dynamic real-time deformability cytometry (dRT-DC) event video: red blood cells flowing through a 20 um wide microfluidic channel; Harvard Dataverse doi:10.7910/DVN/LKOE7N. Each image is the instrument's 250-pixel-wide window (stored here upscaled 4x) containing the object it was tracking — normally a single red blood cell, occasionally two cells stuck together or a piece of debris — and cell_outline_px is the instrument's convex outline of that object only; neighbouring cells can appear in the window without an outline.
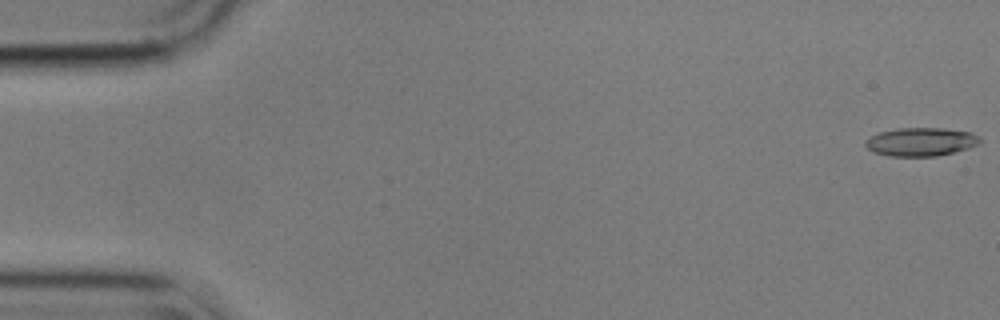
{"species": "common noctule bat (a hibernating species)", "species_latin": "Nyctalus noctula", "temperature_condition": "cold", "stored_images_in_passage": 56, "camera_frame_rate_fps": 3000, "um_per_image_px": 0.085, "animal": {"sex": "male", "body_mass_g": 17.9}, "frame": {"image": 1, "passage_image": 1, "time_ms": 0.0, "image_size_px": [1000, 320], "cell_outline_px": [[980, 140], [976, 144], [968, 148], [936, 156], [888, 156], [872, 152], [864, 144], [864, 140], [880, 132], [900, 128], [940, 128], [972, 132], [980, 136]], "centroid_in_image_um": [78.24, 12.05], "position_along_channel_um": 6.8, "area_um2": 18.84}}
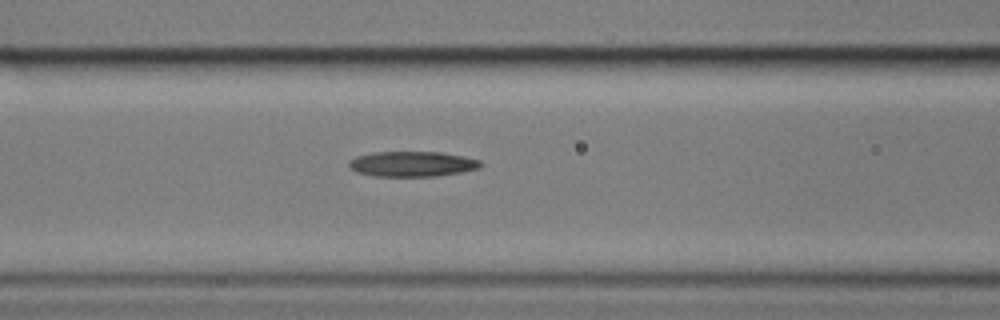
{"frame": {"image": 2, "passage_image": 23, "time_ms": 7.333, "image_size_px": [1000, 320], "cell_outline_px": [[484, 164], [480, 168], [460, 172], [436, 176], [372, 176], [356, 172], [348, 164], [348, 160], [356, 156], [372, 152], [440, 152], [464, 156], [480, 160]], "centroid_in_image_um": [35.04, 13.93], "position_along_channel_um": 131.6, "area_um2": 19.48}}
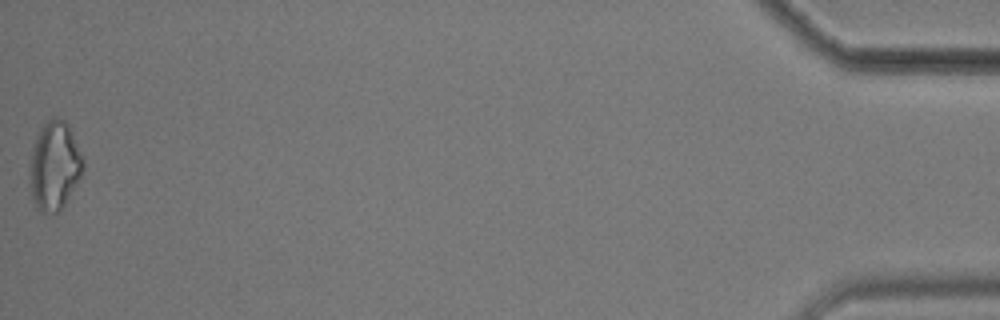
{"frame": {"image": 3, "passage_image": 56, "time_ms": 18.333, "image_size_px": [1000, 320], "cell_outline_px": [[84, 168], [80, 176], [64, 204], [56, 212], [40, 212], [36, 208], [32, 196], [32, 148], [36, 136], [40, 128], [52, 116], [56, 116], [64, 120], [68, 124], [84, 160]], "centroid_in_image_um": [4.65, 14.04], "position_along_channel_um": 430.5, "area_um2": 26.76}, "authors_computed_cell_mechanics": {"area_um2": 19.4786, "velocity_mm_per_s": 3.5862, "shape_relaxation_time_tau1_ms": null, "shape_relaxation_time_tau2_ms": 5.2289, "deformation_change_tau1": null, "deformation_change_tau2": 0.174}}